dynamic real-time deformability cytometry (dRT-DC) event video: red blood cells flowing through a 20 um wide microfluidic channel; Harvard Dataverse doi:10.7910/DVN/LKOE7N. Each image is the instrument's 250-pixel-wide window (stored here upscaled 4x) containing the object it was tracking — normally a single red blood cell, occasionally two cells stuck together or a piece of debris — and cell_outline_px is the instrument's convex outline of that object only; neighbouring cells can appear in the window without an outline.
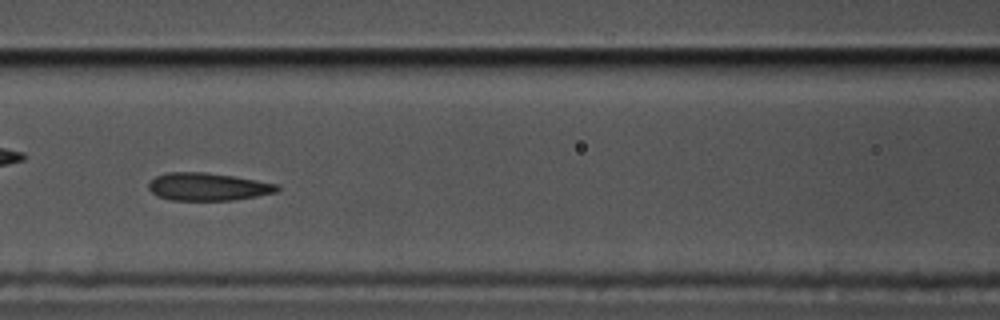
{"species": "common noctule bat (a hibernating species)", "species_latin": "Nyctalus noctula", "temperature_condition": "cold", "stored_images_in_passage": 58, "camera_frame_rate_fps": 3000, "um_per_image_px": 0.085, "animal": {"sex": "male", "body_mass_g": 17.5, "forearm_length_mm": 52.3}, "frame": {"image": 1, "passage_image": 25, "time_ms": 8.0, "image_size_px": [1000, 320], "cell_outline_px": [[280, 188], [276, 192], [256, 196], [232, 200], [172, 200], [156, 196], [148, 188], [148, 184], [156, 176], [168, 172], [204, 172], [232, 176], [280, 184]], "centroid_in_image_um": [17.66, 15.87], "position_along_channel_um": 148.9, "area_um2": 20.69}}
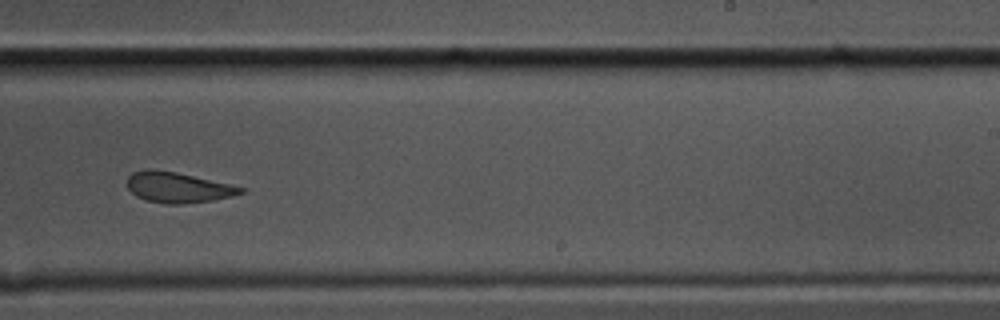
{"frame": {"image": 2, "passage_image": 36, "time_ms": 11.667, "image_size_px": [1000, 320], "cell_outline_px": [[244, 192], [232, 196], [212, 200], [184, 204], [164, 204], [144, 200], [136, 196], [128, 188], [128, 176], [132, 172], [176, 172], [232, 184], [244, 188]], "centroid_in_image_um": [15.18, 15.97], "position_along_channel_um": 273.8, "area_um2": 19.65}}
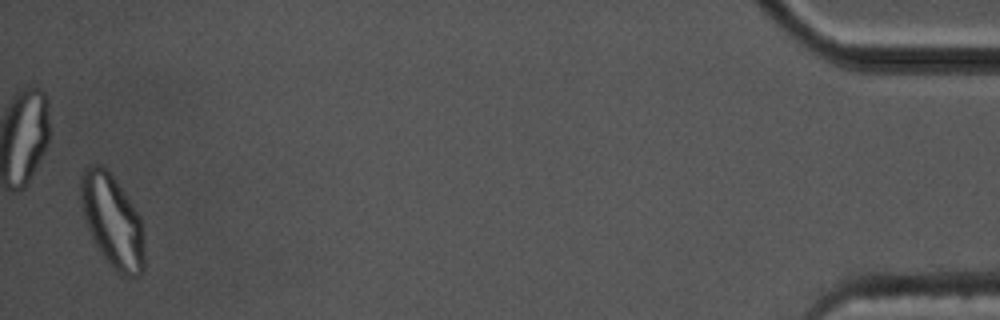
{"frame": {"image": 3, "passage_image": 57, "time_ms": 18.667, "image_size_px": [1000, 320], "cell_outline_px": [[144, 272], [140, 276], [124, 276], [116, 272], [108, 264], [92, 240], [84, 216], [80, 200], [80, 180], [84, 168], [88, 164], [100, 164], [112, 176], [132, 204], [140, 216], [144, 248]], "centroid_in_image_um": [9.53, 18.82], "position_along_channel_um": 425.7, "area_um2": 34.39}, "authors_computed_cell_mechanics": {"area_um2": 21.2415, "velocity_mm_per_s": 3.4164, "shape_relaxation_time_tau1_ms": 10.5919, "shape_relaxation_time_tau2_ms": 1.5796, "deformation_change_tau1": 0.2359, "deformation_change_tau2": 0.0832}}